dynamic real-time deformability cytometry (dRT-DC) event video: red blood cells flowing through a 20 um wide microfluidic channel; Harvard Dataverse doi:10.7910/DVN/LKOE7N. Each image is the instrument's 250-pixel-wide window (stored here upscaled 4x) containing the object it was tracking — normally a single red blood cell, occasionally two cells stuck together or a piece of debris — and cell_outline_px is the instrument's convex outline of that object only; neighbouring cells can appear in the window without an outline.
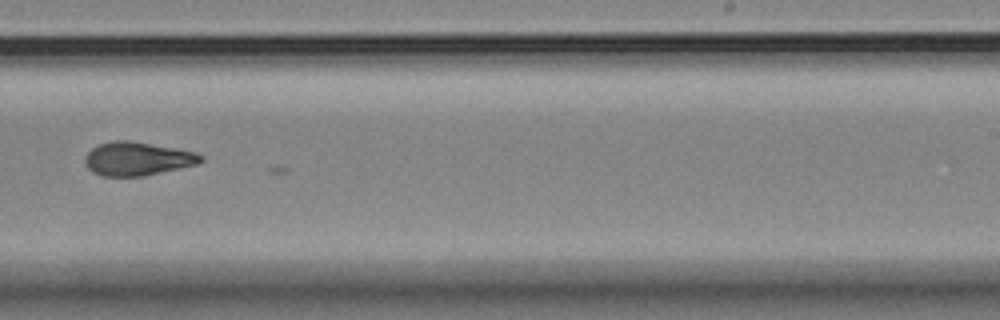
{"species": "Egyptian fruit bat (a non-hibernating species)", "species_latin": "Rousettus aegyptiacus", "temperature_condition": "room temperature", "stored_images_in_passage": 14, "camera_frame_rate_fps": 3000, "um_per_image_px": 0.085, "animal": {"sex": "female"}, "frame": {"image": 1, "passage_image": 8, "time_ms": 2.333, "image_size_px": [1000, 320], "cell_outline_px": [[204, 160], [196, 164], [144, 176], [100, 176], [92, 172], [84, 164], [84, 156], [92, 148], [100, 144], [112, 140], [128, 140], [196, 152], [204, 156]], "centroid_in_image_um": [11.64, 13.5], "position_along_channel_um": 277.4, "area_um2": 22.6}}
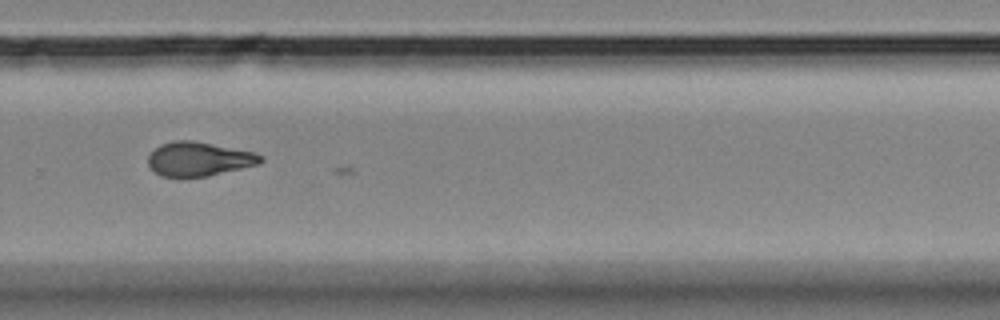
{"frame": {"image": 2, "passage_image": 9, "time_ms": 2.667, "image_size_px": [1000, 320], "cell_outline_px": [[264, 160], [260, 164], [208, 176], [160, 176], [148, 164], [148, 156], [160, 144], [172, 140], [192, 140], [256, 152], [264, 156]], "centroid_in_image_um": [16.95, 13.5], "position_along_channel_um": 312.8, "area_um2": 22.37}}